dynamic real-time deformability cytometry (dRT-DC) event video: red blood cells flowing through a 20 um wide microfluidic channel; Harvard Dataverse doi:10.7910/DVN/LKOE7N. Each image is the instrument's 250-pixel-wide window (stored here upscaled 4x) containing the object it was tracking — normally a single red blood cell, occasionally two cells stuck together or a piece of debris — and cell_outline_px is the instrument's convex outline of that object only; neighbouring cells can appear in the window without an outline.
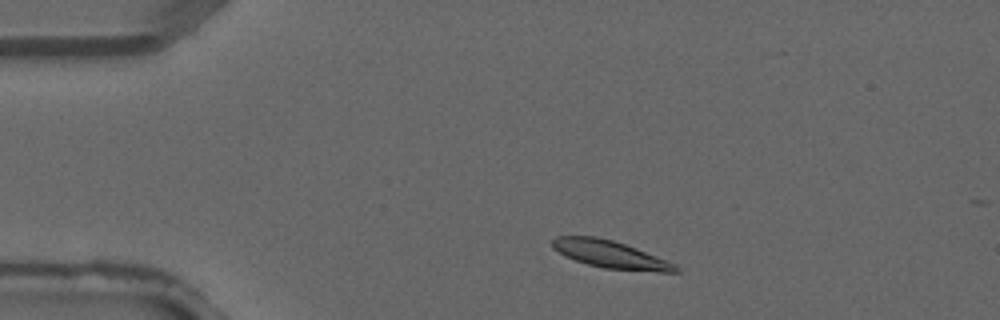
{"species": "common noctule bat (a hibernating species)", "species_latin": "Nyctalus noctula", "temperature_condition": "warm", "stored_images_in_passage": 3, "camera_frame_rate_fps": 3000, "um_per_image_px": 0.085, "animal": {"sex": "male", "forearm_length_mm": 52.5}, "frame": {"image": 1, "passage_image": 2, "time_ms": 0.333, "image_size_px": [1000, 320], "cell_outline_px": [[680, 272], [660, 272], [604, 268], [588, 264], [564, 256], [552, 248], [552, 240], [556, 236], [596, 236], [612, 240], [636, 248], [676, 264], [680, 268]], "centroid_in_image_um": [51.88, 21.62], "position_along_channel_um": 33.1, "area_um2": 19.65}}